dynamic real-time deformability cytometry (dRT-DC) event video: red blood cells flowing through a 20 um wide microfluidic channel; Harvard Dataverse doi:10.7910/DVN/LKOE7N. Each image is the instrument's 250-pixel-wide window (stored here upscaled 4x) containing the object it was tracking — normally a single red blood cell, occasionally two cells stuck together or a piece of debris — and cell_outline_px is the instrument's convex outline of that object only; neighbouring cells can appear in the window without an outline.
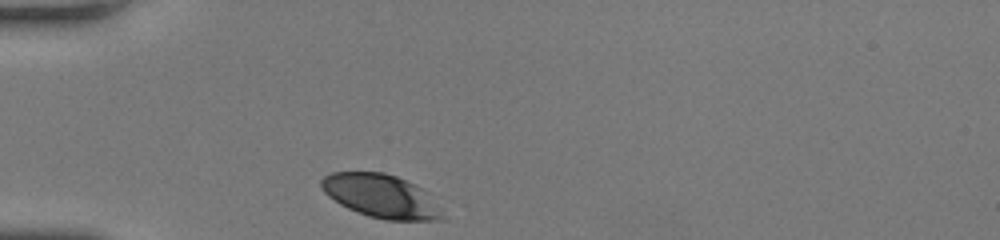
{"species": "human", "species_latin": "Homo sapiens", "temperature_condition": "room temperature", "stored_images_in_passage": 28, "camera_frame_rate_fps": 3000, "um_per_image_px": 0.085, "donor": {"sex": "female"}, "frame": {"image": 1, "passage_image": 1, "time_ms": 0.0, "image_size_px": [1000, 240], "cell_outline_px": [[440, 220], [384, 220], [368, 216], [356, 212], [340, 204], [328, 196], [324, 192], [320, 184], [320, 180], [324, 176], [332, 172], [384, 172], [396, 176], [416, 184], [420, 188], [440, 216]], "centroid_in_image_um": [32.23, 16.64], "position_along_channel_um": 52.8, "area_um2": 29.71}}
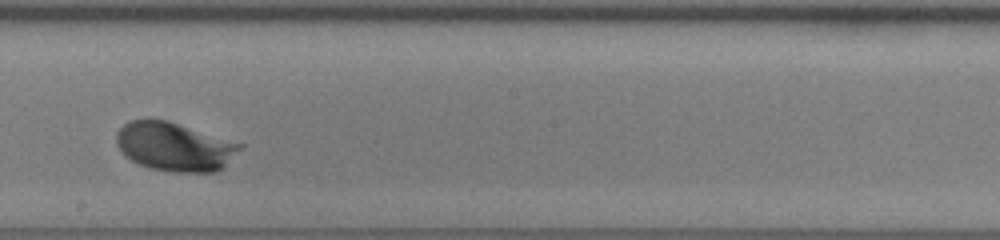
{"frame": {"image": 2, "passage_image": 16, "time_ms": 5.0, "image_size_px": [1000, 240], "cell_outline_px": [[244, 144], [216, 172], [172, 172], [148, 168], [124, 156], [116, 144], [116, 132], [128, 120], [148, 116], [168, 120]], "centroid_in_image_um": [14.74, 12.42], "position_along_channel_um": 233.5, "area_um2": 35.37}}
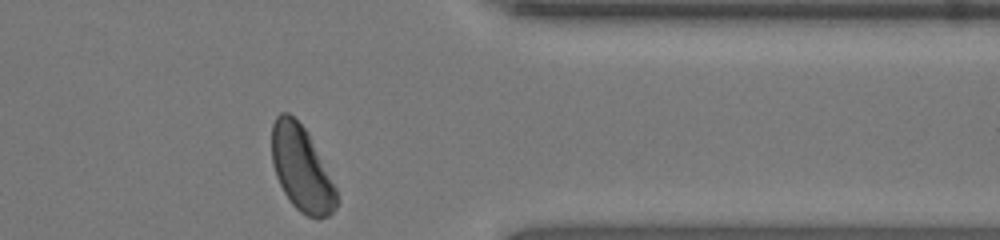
{"frame": {"image": 3, "passage_image": 28, "time_ms": 9.0, "image_size_px": [1000, 240], "cell_outline_px": [[336, 208], [328, 216], [316, 220], [300, 212], [292, 204], [284, 192], [276, 176], [272, 164], [272, 124], [276, 116], [280, 112], [288, 112], [308, 132], [336, 188]], "centroid_in_image_um": [25.61, 14.35], "position_along_channel_um": 385.8, "area_um2": 31.91}, "authors_computed_cell_mechanics": {"area_um2": 32.8015, "velocity_mm_per_s": 4.0193, "shape_relaxation_time_tau1_ms": 1.7123, "shape_relaxation_time_tau2_ms": null, "deformation_change_tau1": 0.1025, "deformation_change_tau2": null}}